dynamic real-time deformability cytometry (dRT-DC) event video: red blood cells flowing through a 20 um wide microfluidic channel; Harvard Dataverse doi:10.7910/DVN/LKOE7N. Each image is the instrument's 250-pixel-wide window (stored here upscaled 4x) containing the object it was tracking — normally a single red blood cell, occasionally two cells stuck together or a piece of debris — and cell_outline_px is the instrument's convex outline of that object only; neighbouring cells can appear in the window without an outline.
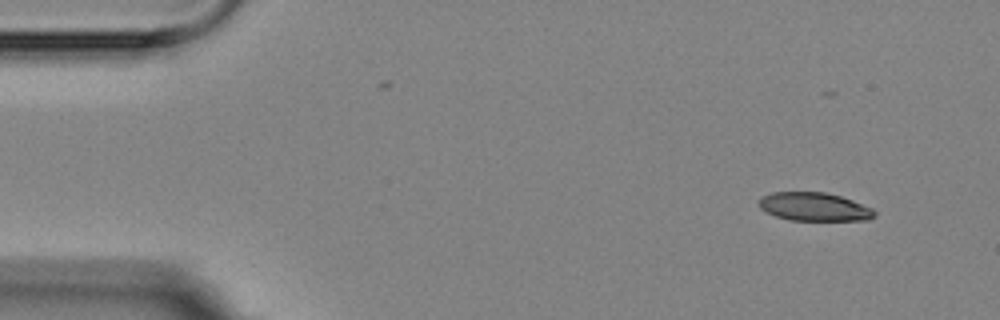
{"species": "Egyptian fruit bat (a non-hibernating species)", "species_latin": "Rousettus aegyptiacus", "temperature_condition": "room temperature", "stored_images_in_passage": 2, "camera_frame_rate_fps": 3000, "um_per_image_px": 0.085, "animal": {"sex": "female"}, "frame": {"image": 1, "passage_image": 2, "time_ms": 1.667, "image_size_px": [1000, 320], "cell_outline_px": [[876, 216], [868, 220], [788, 220], [776, 216], [760, 208], [756, 204], [756, 200], [760, 196], [772, 192], [824, 192], [840, 196], [852, 200], [872, 208], [876, 212]], "centroid_in_image_um": [69.16, 17.57], "position_along_channel_um": 15.8, "area_um2": 19.31}}